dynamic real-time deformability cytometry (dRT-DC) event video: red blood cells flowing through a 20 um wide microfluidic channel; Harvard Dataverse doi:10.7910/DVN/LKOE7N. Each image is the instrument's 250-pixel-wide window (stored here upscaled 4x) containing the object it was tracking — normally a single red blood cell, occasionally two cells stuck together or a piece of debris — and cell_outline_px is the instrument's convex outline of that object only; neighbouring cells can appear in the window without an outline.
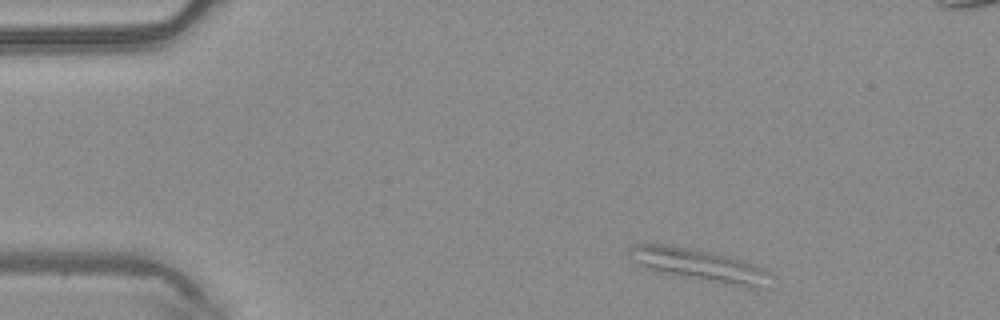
{"species": "common noctule bat (a hibernating species)", "species_latin": "Nyctalus noctula", "temperature_condition": "warm", "stored_images_in_passage": 4, "camera_frame_rate_fps": 3000, "um_per_image_px": 0.085, "animal": {"sex": "male", "body_mass_g": 20.4}, "frame": {"image": 1, "passage_image": 1, "time_ms": 0.0, "image_size_px": [1000, 320], "cell_outline_px": [[776, 276], [756, 288], [744, 288], [660, 272], [644, 268], [628, 260], [628, 248], [632, 244], [668, 244], [692, 248], [744, 260], [768, 268]], "centroid_in_image_um": [59.44, 22.53], "position_along_channel_um": 25.6, "area_um2": 27.22}}